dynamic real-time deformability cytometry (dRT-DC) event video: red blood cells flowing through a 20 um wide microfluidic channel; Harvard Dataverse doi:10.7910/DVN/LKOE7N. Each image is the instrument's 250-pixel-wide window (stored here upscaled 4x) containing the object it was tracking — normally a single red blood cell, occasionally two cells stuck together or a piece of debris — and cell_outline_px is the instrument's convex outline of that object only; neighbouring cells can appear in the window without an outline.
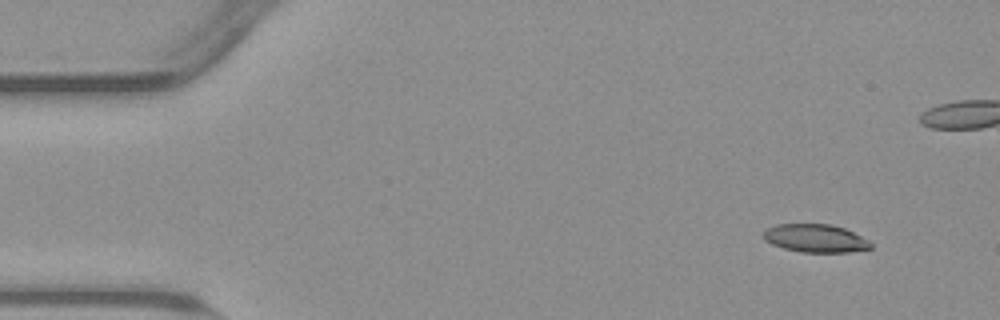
{"species": "common noctule bat (a hibernating species)", "species_latin": "Nyctalus noctula", "temperature_condition": "warm", "stored_images_in_passage": 52, "camera_frame_rate_fps": 3000, "um_per_image_px": 0.085, "animal": {"sex": "male", "body_mass_g": 23.1, "forearm_length_mm": 52.7}, "frame": {"image": 1, "passage_image": 1, "time_ms": 0.0, "image_size_px": [1000, 320], "cell_outline_px": [[872, 248], [848, 252], [800, 252], [784, 248], [772, 244], [764, 240], [764, 228], [776, 224], [832, 224], [844, 228], [868, 240], [872, 244]], "centroid_in_image_um": [69.28, 20.25], "position_along_channel_um": 15.7, "area_um2": 17.57}}
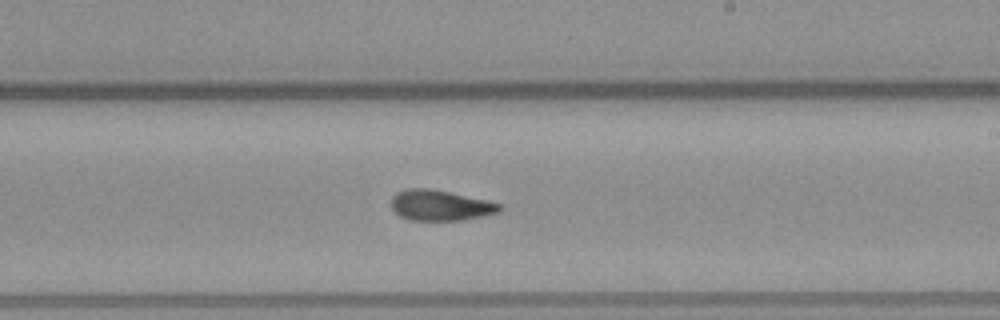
{"frame": {"image": 2, "passage_image": 28, "time_ms": 9.0, "image_size_px": [1000, 320], "cell_outline_px": [[504, 208], [500, 212], [460, 220], [408, 220], [400, 216], [392, 208], [392, 196], [396, 192], [408, 188], [428, 188], [488, 200], [500, 204]], "centroid_in_image_um": [37.42, 17.45], "position_along_channel_um": 251.6, "area_um2": 19.19}}
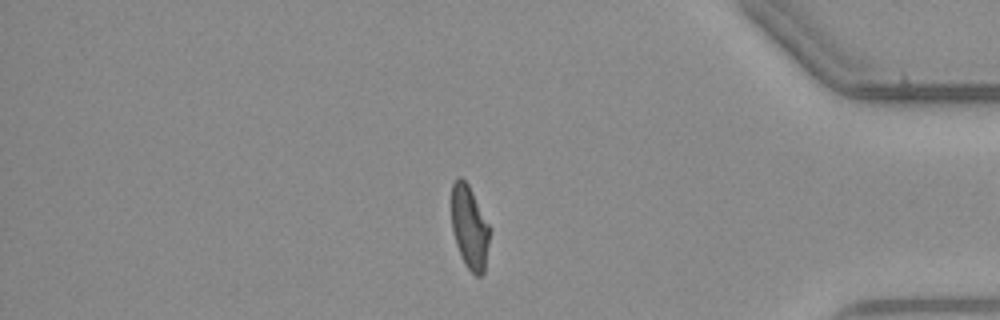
{"frame": {"image": 3, "passage_image": 42, "time_ms": 13.667, "image_size_px": [1000, 320], "cell_outline_px": [[492, 228], [484, 272], [480, 276], [476, 276], [464, 264], [460, 256], [452, 232], [452, 184], [456, 176], [460, 176], [468, 184]], "centroid_in_image_um": [39.93, 19.33], "position_along_channel_um": 395.3, "area_um2": 18.96}, "authors_computed_cell_mechanics": {"area_um2": 19.2474, "velocity_mm_per_s": 3.8004, "shape_relaxation_time_tau1_ms": 5.523, "shape_relaxation_time_tau2_ms": 3.223, "deformation_change_tau1": 0.1981, "deformation_change_tau2": 0.1105}}